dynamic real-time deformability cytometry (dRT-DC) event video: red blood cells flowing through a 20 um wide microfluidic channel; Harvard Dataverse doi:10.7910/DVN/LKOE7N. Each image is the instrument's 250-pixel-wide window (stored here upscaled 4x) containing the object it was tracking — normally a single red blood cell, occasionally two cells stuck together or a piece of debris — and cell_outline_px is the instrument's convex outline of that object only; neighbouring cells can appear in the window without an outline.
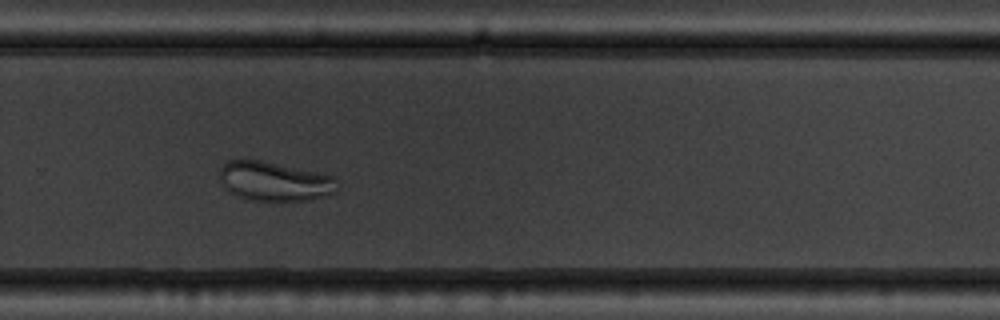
{"species": "common noctule bat (a hibernating species)", "species_latin": "Nyctalus noctula", "temperature_condition": "warm", "stored_images_in_passage": 45, "camera_frame_rate_fps": 3000, "um_per_image_px": 0.085, "animal": {"sex": "male", "body_mass_g": 19.5, "forearm_length_mm": 54.6}, "frame": {"image": 1, "passage_image": 32, "time_ms": 10.333, "image_size_px": [1000, 320], "cell_outline_px": [[336, 192], [324, 196], [308, 200], [248, 200], [236, 196], [228, 192], [224, 188], [220, 180], [220, 168], [228, 160], [260, 160], [316, 172], [332, 176], [336, 180]], "centroid_in_image_um": [23.28, 15.42], "position_along_channel_um": 306.5, "area_um2": 26.7}}